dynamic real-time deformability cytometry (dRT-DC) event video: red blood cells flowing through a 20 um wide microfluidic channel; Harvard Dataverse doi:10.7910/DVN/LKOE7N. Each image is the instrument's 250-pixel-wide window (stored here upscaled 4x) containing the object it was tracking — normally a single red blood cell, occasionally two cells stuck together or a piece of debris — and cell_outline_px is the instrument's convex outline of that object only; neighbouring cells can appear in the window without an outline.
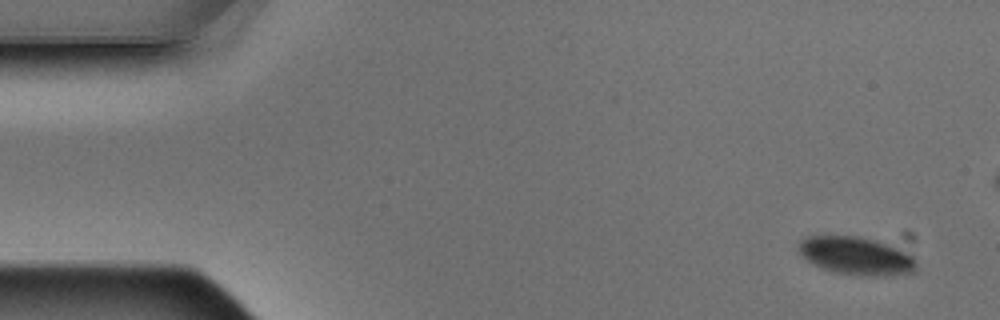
{"species": "Egyptian fruit bat (a non-hibernating species)", "species_latin": "Rousettus aegyptiacus", "temperature_condition": "warm", "stored_images_in_passage": 7, "segment_of_instrument_passage": [1, 2], "camera_frame_rate_fps": 3000, "um_per_image_px": 0.085, "animal": {"sex": "male"}, "frame": {"image": 1, "passage_image": 1, "time_ms": 0.0, "image_size_px": [1000, 320], "cell_outline_px": [[916, 272], [888, 276], [864, 276], [832, 272], [808, 260], [800, 252], [800, 240], [804, 236], [856, 236], [888, 244], [912, 256], [916, 260]], "centroid_in_image_um": [72.81, 21.76], "position_along_channel_um": 12.2, "area_um2": 25.72}}
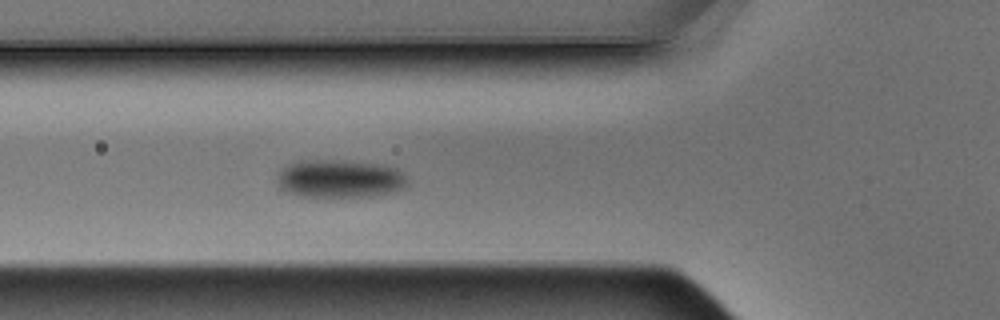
{"frame": {"image": 2, "passage_image": 6, "time_ms": 1.667, "image_size_px": [1000, 320], "cell_outline_px": [[408, 184], [404, 188], [396, 192], [372, 196], [304, 196], [288, 192], [276, 180], [276, 172], [280, 168], [296, 160], [344, 160], [384, 164], [396, 168], [408, 180]], "centroid_in_image_um": [28.89, 15.16], "position_along_channel_um": 96.9, "area_um2": 29.19}}